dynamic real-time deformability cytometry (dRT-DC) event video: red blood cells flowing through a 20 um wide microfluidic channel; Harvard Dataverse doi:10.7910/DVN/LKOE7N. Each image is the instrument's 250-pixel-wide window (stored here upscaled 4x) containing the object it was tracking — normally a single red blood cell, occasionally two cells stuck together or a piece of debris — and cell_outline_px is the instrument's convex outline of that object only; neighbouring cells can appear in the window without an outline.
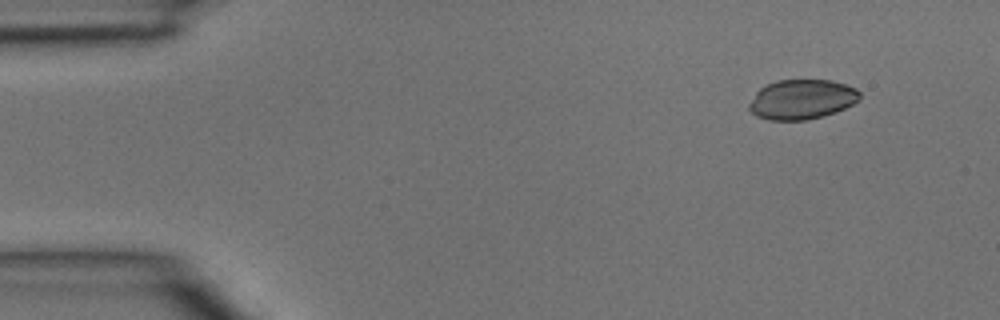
{"species": "common noctule bat (a hibernating species)", "species_latin": "Nyctalus noctula", "temperature_condition": "room temperature", "stored_images_in_passage": 3, "camera_frame_rate_fps": 3000, "um_per_image_px": 0.085, "animal": {"sex": "male", "body_mass_g": 15.6}, "frame": {"image": 1, "passage_image": 1, "time_ms": 0.0, "image_size_px": [1000, 320], "cell_outline_px": [[860, 100], [836, 112], [808, 120], [768, 120], [756, 116], [748, 108], [748, 104], [756, 92], [764, 84], [776, 80], [832, 80], [856, 88], [860, 92]], "centroid_in_image_um": [68.14, 8.44], "position_along_channel_um": 16.9, "area_um2": 25.84}}
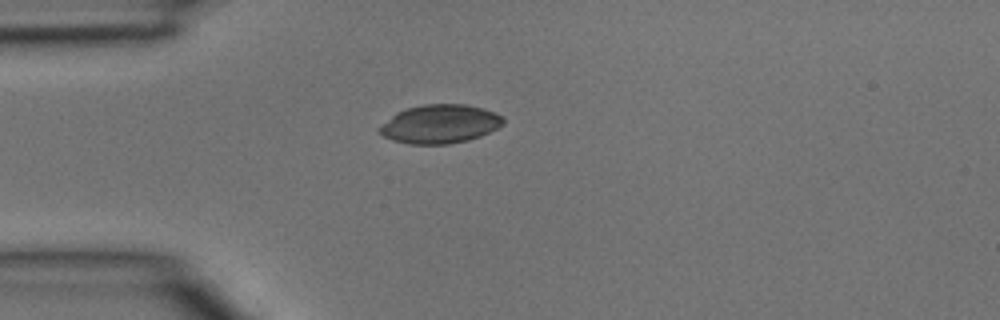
{"frame": {"image": 2, "passage_image": 3, "time_ms": 0.667, "image_size_px": [1000, 320], "cell_outline_px": [[504, 124], [480, 136], [468, 140], [448, 144], [408, 144], [392, 140], [376, 132], [376, 128], [396, 112], [408, 108], [424, 104], [464, 104], [484, 108], [504, 116]], "centroid_in_image_um": [37.36, 10.54], "position_along_channel_um": 47.6, "area_um2": 28.09}}